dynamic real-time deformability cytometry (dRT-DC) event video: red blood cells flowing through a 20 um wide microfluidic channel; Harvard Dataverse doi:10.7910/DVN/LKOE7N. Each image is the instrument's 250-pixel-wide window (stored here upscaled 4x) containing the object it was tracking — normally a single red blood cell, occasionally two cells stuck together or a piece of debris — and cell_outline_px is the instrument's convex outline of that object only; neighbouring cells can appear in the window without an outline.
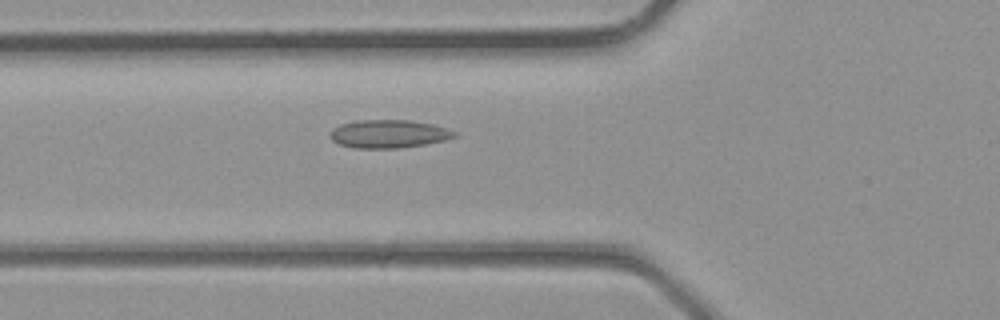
{"species": "common noctule bat (a hibernating species)", "species_latin": "Nyctalus noctula", "temperature_condition": "room temperature", "stored_images_in_passage": 6, "camera_frame_rate_fps": 3000, "um_per_image_px": 0.085, "animal": {"sex": "male", "body_mass_g": 23.1, "forearm_length_mm": 52.7}, "frame": {"image": 1, "passage_image": 5, "time_ms": 1.333, "image_size_px": [1000, 320], "cell_outline_px": [[456, 136], [444, 140], [424, 144], [400, 148], [352, 148], [340, 144], [332, 140], [332, 128], [340, 124], [356, 120], [408, 120], [432, 124], [456, 132]], "centroid_in_image_um": [33.01, 11.38], "position_along_channel_um": 92.8, "area_um2": 20.17}}